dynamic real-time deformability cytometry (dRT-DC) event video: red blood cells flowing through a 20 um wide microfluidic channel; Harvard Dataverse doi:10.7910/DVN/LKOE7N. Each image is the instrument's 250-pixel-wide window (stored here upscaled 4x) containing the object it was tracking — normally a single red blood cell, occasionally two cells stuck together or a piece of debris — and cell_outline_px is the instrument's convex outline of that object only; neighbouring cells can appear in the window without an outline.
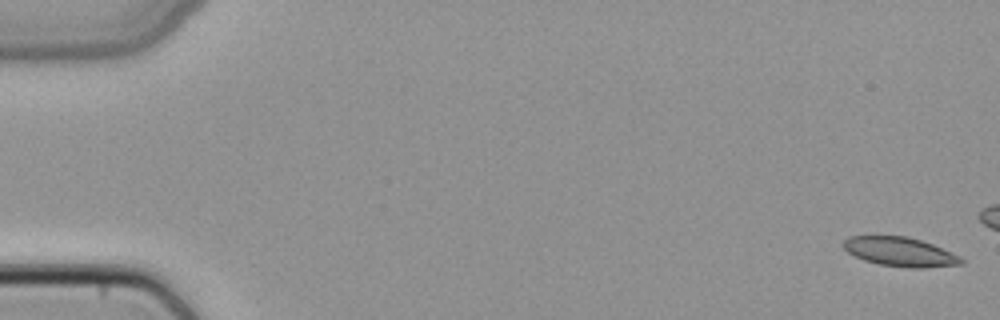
{"species": "common noctule bat (a hibernating species)", "species_latin": "Nyctalus noctula", "temperature_condition": "cold", "stored_images_in_passage": 13, "camera_frame_rate_fps": 3000, "um_per_image_px": 0.085, "animal": {"sex": "female", "body_mass_g": 22.7, "forearm_length_mm": 54.2}, "frame": {"image": 1, "passage_image": 1, "time_ms": 0.0, "image_size_px": [1000, 320], "cell_outline_px": [[964, 264], [920, 268], [912, 268], [880, 264], [864, 260], [848, 252], [844, 248], [844, 240], [848, 236], [908, 236], [932, 244], [960, 256], [964, 260]], "centroid_in_image_um": [76.52, 21.4], "position_along_channel_um": 8.5, "area_um2": 19.83}}